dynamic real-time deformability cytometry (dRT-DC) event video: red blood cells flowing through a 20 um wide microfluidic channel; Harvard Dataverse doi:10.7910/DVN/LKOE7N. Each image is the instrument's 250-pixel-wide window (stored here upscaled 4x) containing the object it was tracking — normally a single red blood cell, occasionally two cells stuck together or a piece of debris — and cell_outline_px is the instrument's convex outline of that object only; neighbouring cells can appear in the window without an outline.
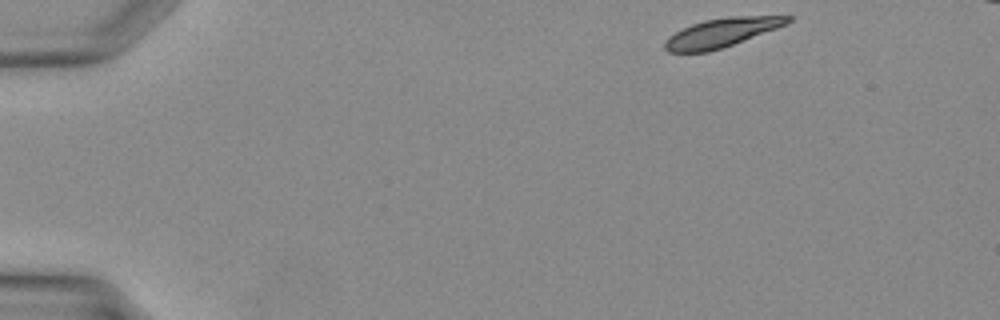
{"species": "Egyptian fruit bat (a non-hibernating species)", "species_latin": "Rousettus aegyptiacus", "temperature_condition": "warm", "stored_images_in_passage": 35, "segment_of_instrument_passage": [1, 2], "camera_frame_rate_fps": 3000, "um_per_image_px": 0.085, "animal": {"sex": "female"}, "frame": {"image": 1, "passage_image": 1, "time_ms": 0.0, "image_size_px": [1000, 320], "cell_outline_px": [[792, 20], [788, 24], [732, 44], [708, 52], [668, 52], [664, 48], [664, 40], [668, 36], [692, 24], [704, 20], [728, 16], [792, 16]], "centroid_in_image_um": [61.31, 2.77], "position_along_channel_um": 23.7, "area_um2": 20.46}}
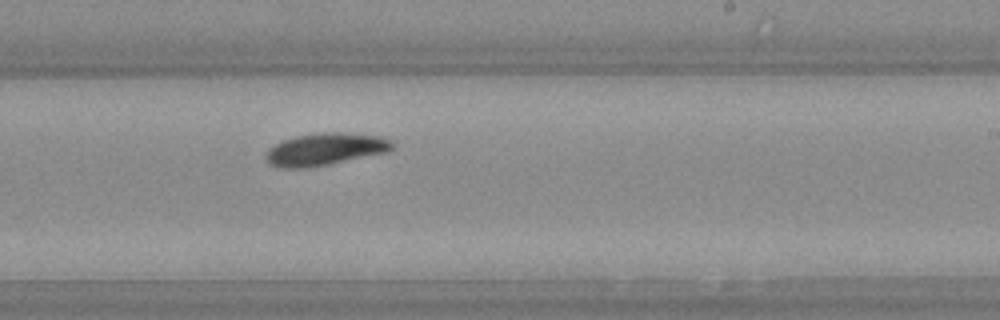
{"frame": {"image": 2, "passage_image": 20, "time_ms": 6.333, "image_size_px": [1000, 320], "cell_outline_px": [[392, 148], [384, 152], [328, 164], [304, 168], [284, 168], [268, 164], [264, 160], [264, 156], [268, 148], [284, 140], [296, 136], [324, 132], [344, 132], [384, 136], [392, 140]], "centroid_in_image_um": [27.59, 12.67], "position_along_channel_um": 261.4, "area_um2": 23.64}}
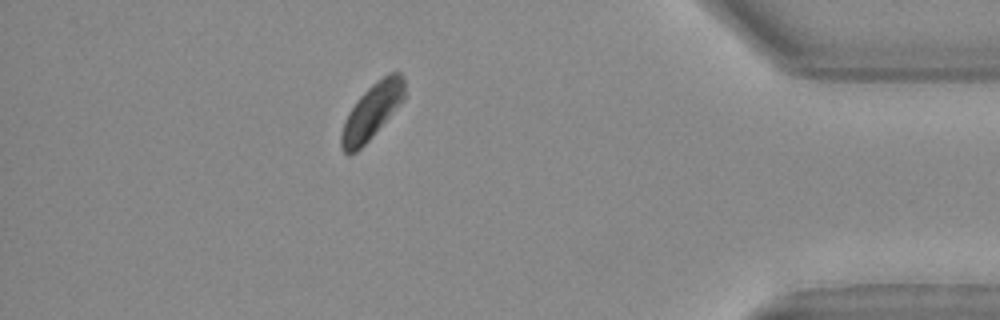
{"frame": {"image": 3, "passage_image": 30, "time_ms": 9.667, "image_size_px": [1000, 320], "cell_outline_px": [[404, 100], [368, 140], [356, 152], [348, 156], [340, 148], [340, 136], [344, 120], [348, 112], [356, 100], [376, 80], [388, 72], [400, 72], [404, 76]], "centroid_in_image_um": [31.59, 9.45], "position_along_channel_um": 403.6, "area_um2": 20.4}}